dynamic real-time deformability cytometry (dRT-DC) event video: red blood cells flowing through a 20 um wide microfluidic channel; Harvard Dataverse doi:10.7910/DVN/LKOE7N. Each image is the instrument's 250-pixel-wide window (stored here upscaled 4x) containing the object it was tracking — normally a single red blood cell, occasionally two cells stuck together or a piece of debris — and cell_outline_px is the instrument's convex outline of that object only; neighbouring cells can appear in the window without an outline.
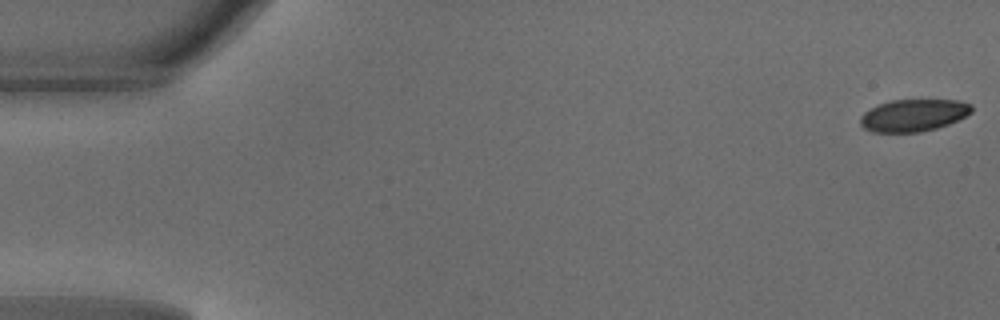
{"species": "common noctule bat (a hibernating species)", "species_latin": "Nyctalus noctula", "temperature_condition": "warm", "stored_images_in_passage": 42, "camera_frame_rate_fps": 3000, "um_per_image_px": 0.085, "animal": {"sex": "male", "body_mass_g": 18.8}, "frame": {"image": 1, "passage_image": 1, "time_ms": 0.0, "image_size_px": [1000, 320], "cell_outline_px": [[972, 112], [948, 124], [936, 128], [920, 132], [872, 132], [864, 128], [860, 124], [860, 116], [864, 112], [880, 104], [892, 100], [956, 100], [972, 104]], "centroid_in_image_um": [77.63, 9.8], "position_along_channel_um": 7.4, "area_um2": 20.69}}
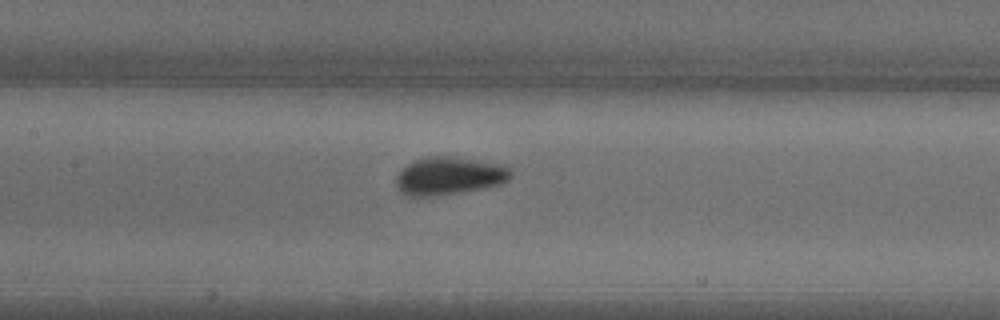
{"frame": {"image": 2, "passage_image": 23, "time_ms": 7.333, "image_size_px": [1000, 320], "cell_outline_px": [[512, 176], [508, 180], [500, 184], [480, 188], [456, 192], [428, 196], [404, 196], [400, 192], [396, 184], [396, 172], [412, 160], [428, 156], [452, 156], [508, 164], [512, 168]], "centroid_in_image_um": [38.18, 14.91], "position_along_channel_um": 169.2, "area_um2": 25.72}}
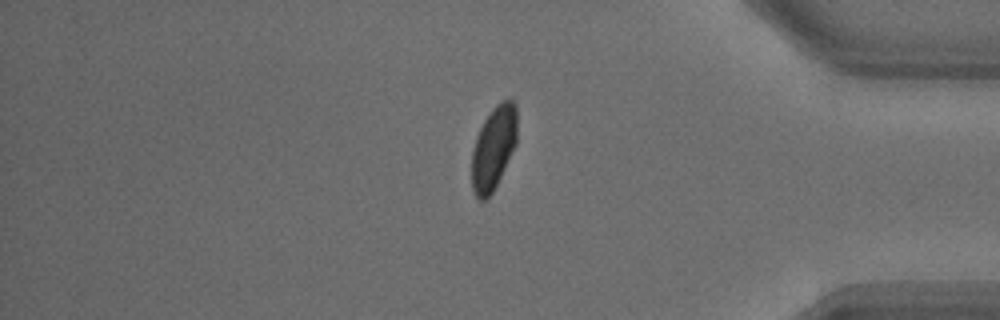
{"frame": {"image": 3, "passage_image": 41, "time_ms": 13.333, "image_size_px": [1000, 320], "cell_outline_px": [[516, 144], [488, 200], [480, 200], [476, 196], [472, 188], [472, 152], [476, 136], [484, 120], [492, 108], [496, 104], [504, 100], [512, 100], [516, 104]], "centroid_in_image_um": [41.94, 12.57], "position_along_channel_um": 393.3, "area_um2": 21.79}}